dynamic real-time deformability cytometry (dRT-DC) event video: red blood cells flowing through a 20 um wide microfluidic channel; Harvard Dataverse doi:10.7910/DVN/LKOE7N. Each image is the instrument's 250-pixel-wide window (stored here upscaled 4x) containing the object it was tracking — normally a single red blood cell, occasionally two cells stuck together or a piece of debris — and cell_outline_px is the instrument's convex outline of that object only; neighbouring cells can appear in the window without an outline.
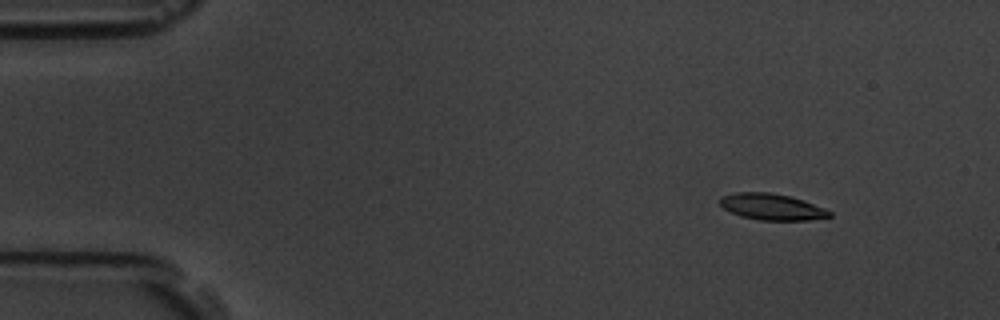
{"species": "common noctule bat (a hibernating species)", "species_latin": "Nyctalus noctula", "temperature_condition": "room temperature", "stored_images_in_passage": 4, "camera_frame_rate_fps": 3000, "um_per_image_px": 0.085, "animal": {"sex": "male", "body_mass_g": 19.5, "forearm_length_mm": 54.6}, "frame": {"image": 1, "passage_image": 2, "time_ms": 1.0, "image_size_px": [1000, 320], "cell_outline_px": [[832, 216], [808, 220], [760, 220], [740, 216], [724, 208], [720, 204], [720, 196], [736, 192], [768, 192], [792, 196], [804, 200], [824, 208], [832, 212]], "centroid_in_image_um": [65.61, 17.57], "position_along_channel_um": 19.4, "area_um2": 16.82}}
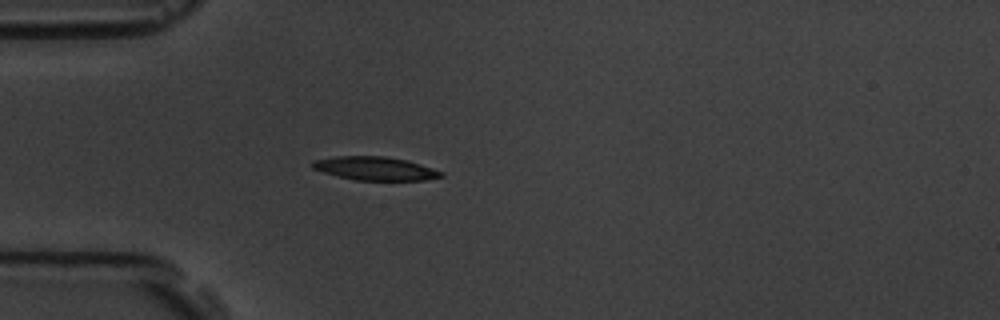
{"frame": {"image": 2, "passage_image": 4, "time_ms": 4.333, "image_size_px": [1000, 320], "cell_outline_px": [[444, 176], [424, 180], [356, 180], [324, 172], [312, 168], [312, 160], [336, 156], [384, 156], [408, 160], [444, 172]], "centroid_in_image_um": [31.9, 14.31], "position_along_channel_um": 53.1, "area_um2": 17.51}}